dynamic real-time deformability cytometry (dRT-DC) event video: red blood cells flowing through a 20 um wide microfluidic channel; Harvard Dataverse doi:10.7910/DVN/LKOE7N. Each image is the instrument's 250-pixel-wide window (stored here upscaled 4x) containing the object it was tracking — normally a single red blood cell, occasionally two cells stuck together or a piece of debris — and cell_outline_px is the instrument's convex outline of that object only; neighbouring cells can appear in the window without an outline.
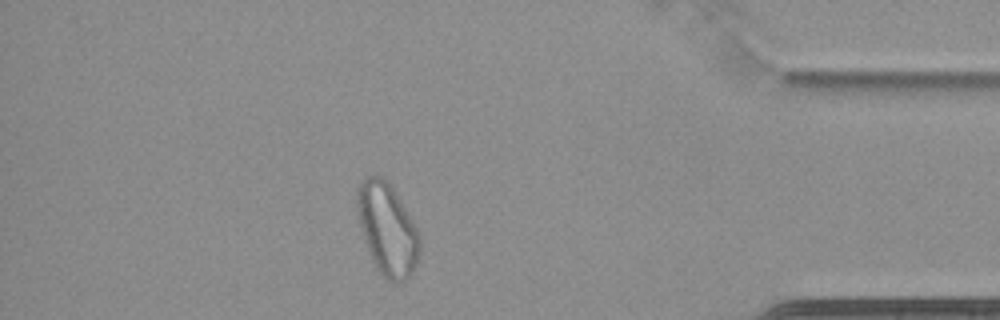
{"species": "common noctule bat (a hibernating species)", "species_latin": "Nyctalus noctula", "temperature_condition": "cold", "stored_images_in_passage": 53, "camera_frame_rate_fps": 3000, "um_per_image_px": 0.085, "animal": {"sex": "female", "body_mass_g": 22.7, "forearm_length_mm": 54.2}, "frame": {"image": 1, "passage_image": 46, "time_ms": 15.0, "image_size_px": [1000, 320], "cell_outline_px": [[420, 252], [416, 264], [412, 272], [404, 280], [396, 284], [392, 284], [376, 268], [372, 260], [360, 224], [356, 208], [356, 188], [364, 176], [380, 176], [392, 188], [412, 220], [420, 236]], "centroid_in_image_um": [32.91, 19.49], "position_along_channel_um": 402.3, "area_um2": 33.12}, "authors_computed_cell_mechanics": {"area_um2": 29.8248, "velocity_mm_per_s": 3.4196, "shape_relaxation_time_tau1_ms": null, "shape_relaxation_time_tau2_ms": 2.3768, "deformation_change_tau1": null, "deformation_change_tau2": 0.0744}}